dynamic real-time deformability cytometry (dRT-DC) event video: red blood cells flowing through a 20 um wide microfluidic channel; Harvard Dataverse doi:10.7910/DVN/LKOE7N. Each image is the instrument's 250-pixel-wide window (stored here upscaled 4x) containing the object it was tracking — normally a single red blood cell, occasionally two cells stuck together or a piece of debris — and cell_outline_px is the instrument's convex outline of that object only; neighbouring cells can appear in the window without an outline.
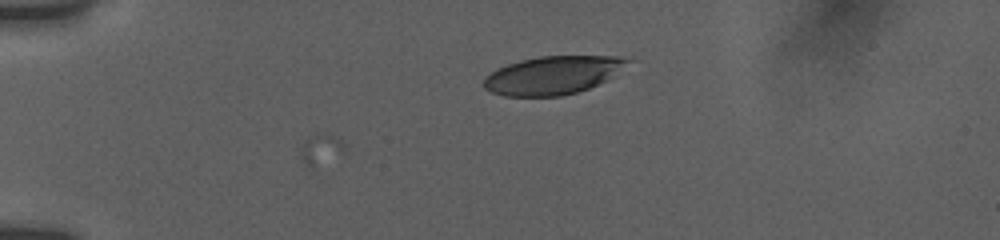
{"species": "human", "species_latin": "Homo sapiens", "temperature_condition": "room temperature", "stored_images_in_passage": 5, "camera_frame_rate_fps": 3000, "um_per_image_px": 0.085, "donor": {"sex": "female"}, "frame": {"image": 1, "passage_image": 1, "time_ms": 0.0, "image_size_px": [1000, 240], "cell_outline_px": [[636, 60], [608, 80], [588, 88], [576, 92], [560, 96], [504, 96], [492, 92], [484, 88], [484, 76], [496, 68], [520, 60], [540, 56], [636, 56]], "centroid_in_image_um": [47.08, 6.37], "position_along_channel_um": 37.9, "area_um2": 32.6}}